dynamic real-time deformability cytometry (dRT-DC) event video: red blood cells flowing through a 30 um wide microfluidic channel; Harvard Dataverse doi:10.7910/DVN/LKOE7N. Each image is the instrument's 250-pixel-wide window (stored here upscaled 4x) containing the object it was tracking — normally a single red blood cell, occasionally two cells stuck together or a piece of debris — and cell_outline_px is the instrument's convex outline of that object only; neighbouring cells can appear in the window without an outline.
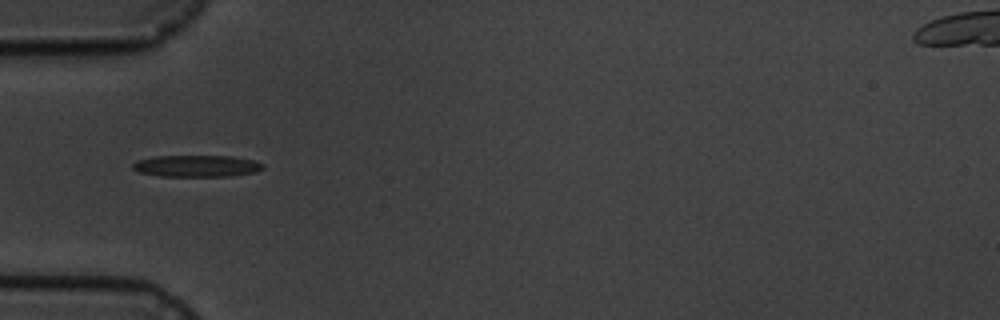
{"species": "common noctule bat (a hibernating species)", "species_latin": "Nyctalus noctula", "temperature_condition": "cold", "stored_images_in_passage": 14, "camera_frame_rate_fps": 3000, "um_per_image_px": 0.085, "animal": {"sex": "male", "body_mass_g": 19.5, "forearm_length_mm": 54.6}, "frame": {"image": 1, "passage_image": 4, "time_ms": 4.333, "image_size_px": [1000, 320], "cell_outline_px": [[264, 168], [256, 172], [232, 176], [160, 176], [140, 172], [132, 168], [132, 164], [136, 160], [156, 156], [232, 156], [252, 160], [264, 164]], "centroid_in_image_um": [16.72, 14.11], "position_along_channel_um": 68.3, "area_um2": 16.47}}
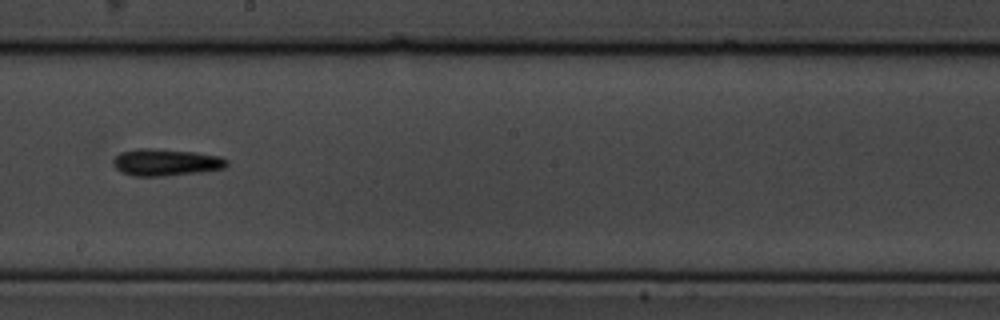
{"frame": {"image": 2, "passage_image": 8, "time_ms": 9.0, "image_size_px": [1000, 320], "cell_outline_px": [[228, 164], [224, 168], [200, 172], [168, 176], [132, 176], [120, 172], [112, 164], [112, 160], [120, 152], [136, 148], [148, 148], [196, 152], [220, 156], [228, 160]], "centroid_in_image_um": [14.07, 13.8], "position_along_channel_um": 234.1, "area_um2": 18.03}}
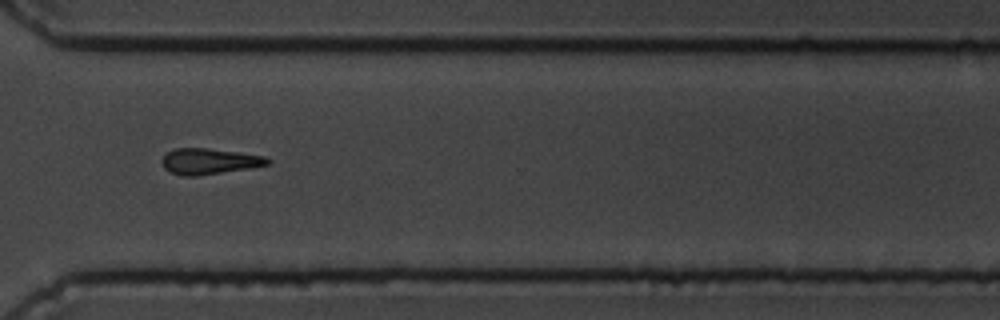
{"frame": {"image": 3, "passage_image": 11, "time_ms": 12.333, "image_size_px": [1000, 320], "cell_outline_px": [[272, 160], [268, 164], [248, 168], [196, 176], [180, 176], [164, 168], [160, 160], [168, 152], [176, 148], [208, 148], [264, 156]], "centroid_in_image_um": [17.75, 13.71], "position_along_channel_um": 352.9, "area_um2": 15.72}, "authors_computed_cell_mechanics": {"area_um2": 15.5771, "velocity_mm_per_s": 3.5652, "shape_relaxation_time_tau1_ms": 2.6132, "shape_relaxation_time_tau2_ms": null, "deformation_change_tau1": 0.0693, "deformation_change_tau2": null}}